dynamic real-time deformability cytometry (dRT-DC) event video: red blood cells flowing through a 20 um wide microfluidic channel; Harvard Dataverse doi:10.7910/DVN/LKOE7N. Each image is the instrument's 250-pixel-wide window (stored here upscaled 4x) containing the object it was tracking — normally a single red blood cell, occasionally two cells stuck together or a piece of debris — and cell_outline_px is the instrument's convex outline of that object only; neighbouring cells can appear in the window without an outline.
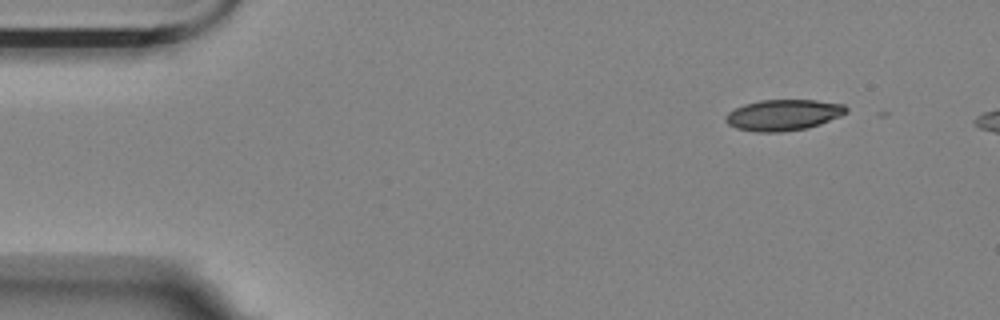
{"species": "Egyptian fruit bat (a non-hibernating species)", "species_latin": "Rousettus aegyptiacus", "temperature_condition": "room temperature", "stored_images_in_passage": 4, "segment_of_instrument_passage": [1, 2], "camera_frame_rate_fps": 3000, "um_per_image_px": 0.085, "animal": {"sex": "female"}, "frame": {"image": 1, "passage_image": 1, "time_ms": 0.0, "image_size_px": [1000, 320], "cell_outline_px": [[848, 112], [840, 116], [820, 124], [808, 128], [780, 132], [756, 132], [736, 128], [728, 124], [724, 120], [724, 116], [728, 112], [744, 104], [760, 100], [816, 100], [844, 104], [848, 108]], "centroid_in_image_um": [66.58, 9.77], "position_along_channel_um": 18.4, "area_um2": 21.91}}